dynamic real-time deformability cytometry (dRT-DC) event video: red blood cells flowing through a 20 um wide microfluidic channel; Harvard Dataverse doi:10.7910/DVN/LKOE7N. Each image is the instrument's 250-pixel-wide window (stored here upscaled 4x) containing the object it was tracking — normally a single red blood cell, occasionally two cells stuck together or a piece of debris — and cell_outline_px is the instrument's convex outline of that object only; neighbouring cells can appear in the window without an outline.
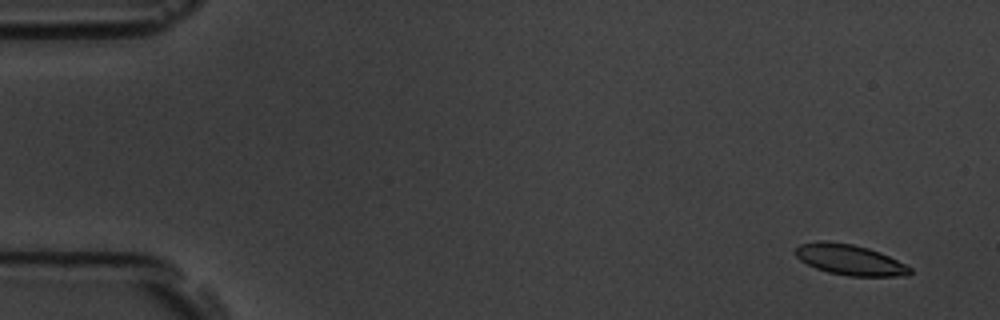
{"species": "common noctule bat (a hibernating species)", "species_latin": "Nyctalus noctula", "temperature_condition": "room temperature", "stored_images_in_passage": 6, "segment_of_instrument_passage": [2, 2], "camera_frame_rate_fps": 3000, "um_per_image_px": 0.085, "animal": {"sex": "male", "body_mass_g": 19.5, "forearm_length_mm": 54.6}, "frame": {"image": 1, "passage_image": 6, "time_ms": 6.667, "image_size_px": [1000, 320], "cell_outline_px": [[912, 272], [908, 276], [848, 276], [828, 272], [816, 268], [800, 260], [792, 252], [800, 244], [820, 240], [824, 240], [852, 244], [868, 248], [880, 252], [912, 268]], "centroid_in_image_um": [72.21, 22.08], "position_along_channel_um": 12.8, "area_um2": 20.46}}